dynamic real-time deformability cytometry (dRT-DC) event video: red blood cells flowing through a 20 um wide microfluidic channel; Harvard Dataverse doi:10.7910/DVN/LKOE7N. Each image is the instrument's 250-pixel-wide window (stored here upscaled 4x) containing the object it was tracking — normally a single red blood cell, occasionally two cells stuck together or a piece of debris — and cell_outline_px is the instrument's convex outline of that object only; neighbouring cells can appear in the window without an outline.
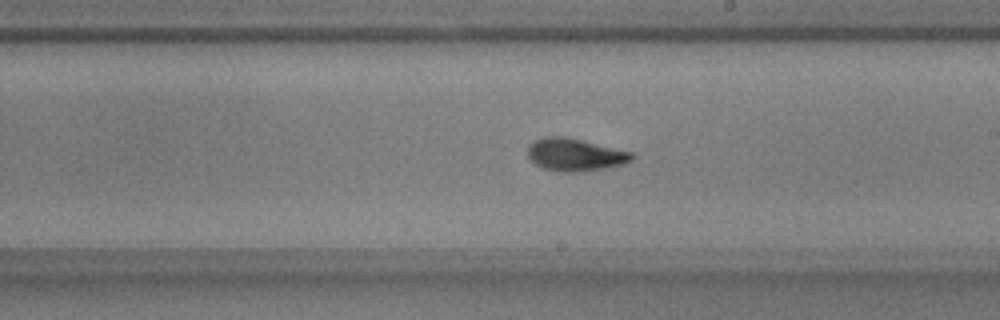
{"species": "common noctule bat (a hibernating species)", "species_latin": "Nyctalus noctula", "temperature_condition": "warm", "stored_images_in_passage": 36, "camera_frame_rate_fps": 3000, "um_per_image_px": 0.085, "animal": {"sex": "male", "body_mass_g": 17.9, "forearm_length_mm": 54.2}, "frame": {"image": 1, "passage_image": 14, "time_ms": 4.333, "image_size_px": [1000, 320], "cell_outline_px": [[636, 156], [632, 160], [624, 164], [608, 168], [576, 172], [564, 172], [540, 168], [528, 156], [528, 144], [544, 136], [564, 136], [636, 152]], "centroid_in_image_um": [48.93, 13.15], "position_along_channel_um": 240.1, "area_um2": 20.11}}
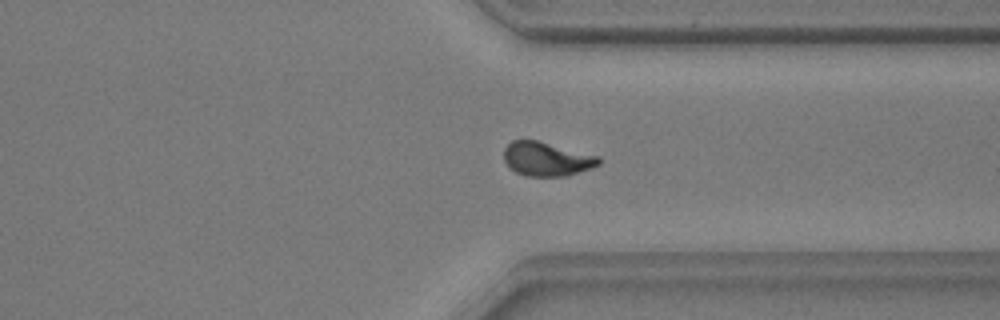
{"frame": {"image": 2, "passage_image": 24, "time_ms": 7.667, "image_size_px": [1000, 320], "cell_outline_px": [[600, 164], [592, 168], [564, 176], [524, 176], [508, 168], [504, 160], [504, 148], [512, 140], [536, 140], [600, 156]], "centroid_in_image_um": [46.45, 13.52], "position_along_channel_um": 365.0, "area_um2": 18.84}}
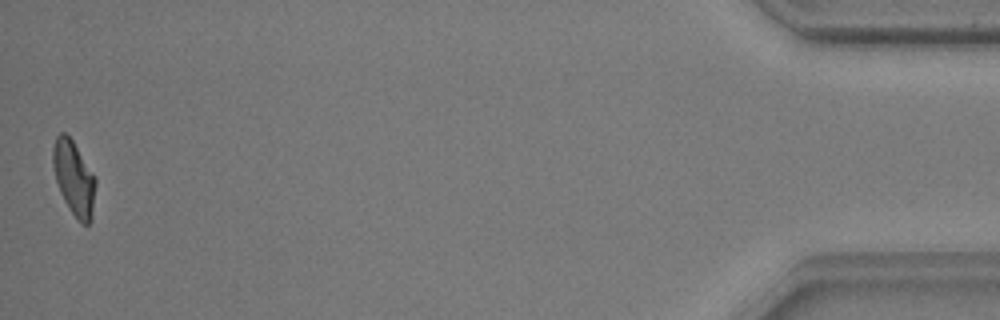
{"frame": {"image": 3, "passage_image": 36, "time_ms": 11.667, "image_size_px": [1000, 320], "cell_outline_px": [[96, 184], [92, 220], [88, 224], [84, 224], [72, 212], [64, 200], [60, 192], [56, 180], [52, 164], [52, 148], [56, 136], [60, 132], [64, 132], [72, 140], [96, 176]], "centroid_in_image_um": [6.29, 15.11], "position_along_channel_um": 428.9, "area_um2": 18.5}}